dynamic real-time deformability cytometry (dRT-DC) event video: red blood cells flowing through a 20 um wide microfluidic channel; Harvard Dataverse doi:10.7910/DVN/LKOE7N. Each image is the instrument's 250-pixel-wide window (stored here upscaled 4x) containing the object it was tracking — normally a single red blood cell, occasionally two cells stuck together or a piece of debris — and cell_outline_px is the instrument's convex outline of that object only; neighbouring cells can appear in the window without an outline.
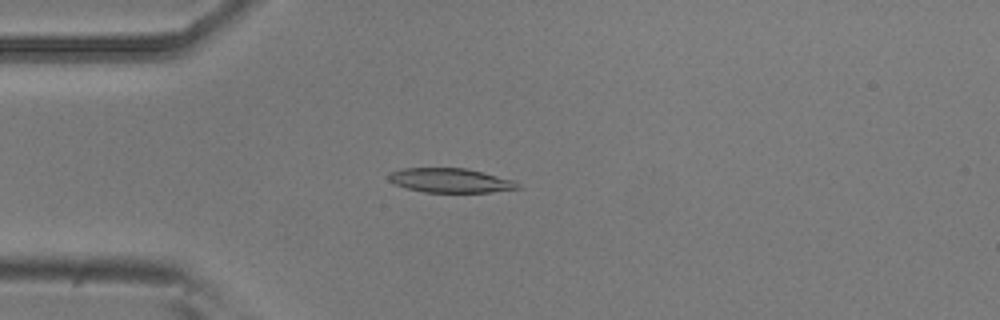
{"species": "common noctule bat (a hibernating species)", "species_latin": "Nyctalus noctula", "temperature_condition": "room temperature", "stored_images_in_passage": 52, "camera_frame_rate_fps": 3000, "um_per_image_px": 0.085, "animal": {"sex": "male", "body_mass_g": 20.5, "forearm_length_mm": 52.5}, "frame": {"image": 1, "passage_image": 13, "time_ms": 4.0, "image_size_px": [1000, 320], "cell_outline_px": [[520, 188], [488, 192], [424, 192], [408, 188], [396, 184], [388, 180], [388, 176], [392, 172], [404, 168], [464, 168], [512, 180], [520, 184]], "centroid_in_image_um": [38.26, 15.34], "position_along_channel_um": 46.7, "area_um2": 17.86}}
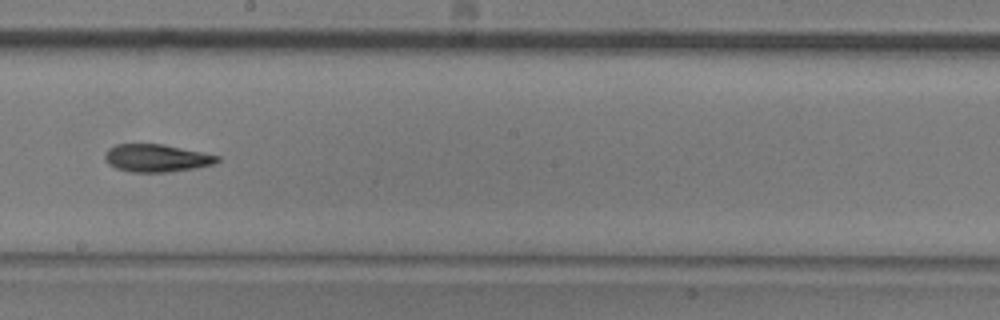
{"frame": {"image": 2, "passage_image": 29, "time_ms": 9.333, "image_size_px": [1000, 320], "cell_outline_px": [[220, 160], [212, 164], [196, 168], [168, 172], [128, 172], [116, 168], [108, 164], [104, 156], [108, 148], [116, 144], [164, 144], [220, 156]], "centroid_in_image_um": [13.29, 13.44], "position_along_channel_um": 234.9, "area_um2": 18.15}}
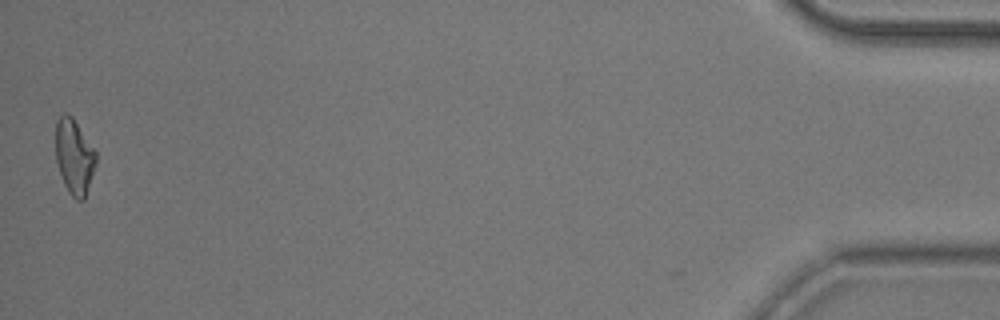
{"frame": {"image": 3, "passage_image": 52, "time_ms": 17.0, "image_size_px": [1000, 320], "cell_outline_px": [[96, 164], [84, 200], [76, 200], [68, 192], [64, 184], [56, 160], [56, 120], [64, 112], [72, 116], [96, 152]], "centroid_in_image_um": [6.31, 13.31], "position_along_channel_um": 428.9, "area_um2": 17.51}, "authors_computed_cell_mechanics": {"area_um2": 18.207, "velocity_mm_per_s": 3.7711, "shape_relaxation_time_tau1_ms": 6.2995, "shape_relaxation_time_tau2_ms": 8.3362, "deformation_change_tau1": 0.166, "deformation_change_tau2": 0.1932}}